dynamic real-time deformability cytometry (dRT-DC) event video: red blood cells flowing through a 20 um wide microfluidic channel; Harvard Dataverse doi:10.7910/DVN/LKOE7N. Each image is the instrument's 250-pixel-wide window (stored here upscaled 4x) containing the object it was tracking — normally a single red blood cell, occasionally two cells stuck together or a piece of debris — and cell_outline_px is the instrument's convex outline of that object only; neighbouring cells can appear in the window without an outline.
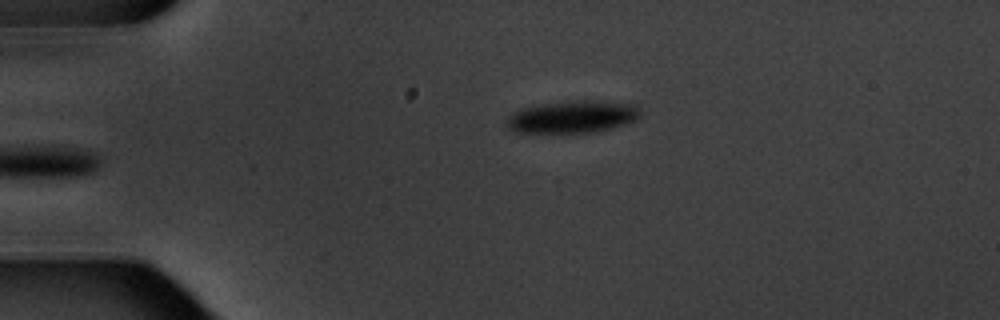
{"species": "common noctule bat (a hibernating species)", "species_latin": "Nyctalus noctula", "temperature_condition": "warm", "stored_images_in_passage": 5, "camera_frame_rate_fps": 3000, "um_per_image_px": 0.085, "animal": {"sex": "male", "body_mass_g": 20.1, "forearm_length_mm": 53.5}, "frame": {"image": 1, "passage_image": 5, "time_ms": 5.667, "image_size_px": [1000, 320], "cell_outline_px": [[640, 116], [636, 120], [612, 128], [596, 132], [516, 132], [508, 128], [504, 120], [512, 112], [520, 108], [544, 104], [584, 100], [596, 100], [636, 104], [640, 108]], "centroid_in_image_um": [48.67, 9.92], "position_along_channel_um": 36.3, "area_um2": 25.2}}